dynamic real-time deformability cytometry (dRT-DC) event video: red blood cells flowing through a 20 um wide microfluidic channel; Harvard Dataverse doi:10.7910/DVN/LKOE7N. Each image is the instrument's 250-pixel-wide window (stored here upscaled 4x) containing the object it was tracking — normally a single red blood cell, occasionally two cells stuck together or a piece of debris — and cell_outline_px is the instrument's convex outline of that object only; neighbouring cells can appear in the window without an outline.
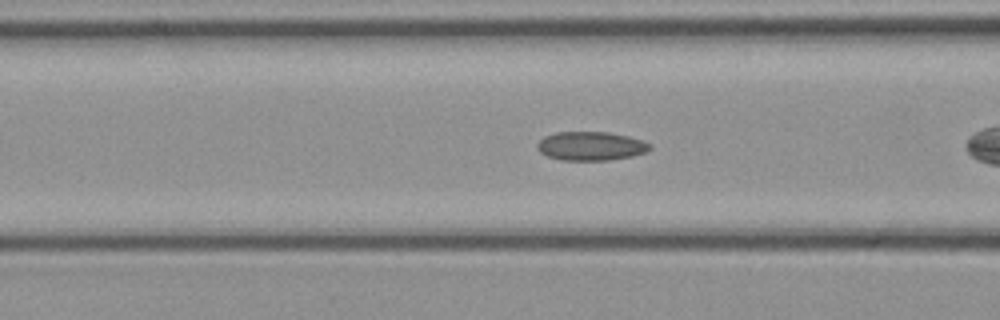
{"species": "common noctule bat (a hibernating species)", "species_latin": "Nyctalus noctula", "temperature_condition": "cold", "stored_images_in_passage": 27, "camera_frame_rate_fps": 3000, "um_per_image_px": 0.085, "animal": {"sex": "female", "body_mass_g": 21.9}, "frame": {"image": 1, "passage_image": 9, "time_ms": 2.667, "image_size_px": [1000, 320], "cell_outline_px": [[652, 148], [644, 152], [632, 156], [608, 160], [560, 160], [548, 156], [540, 152], [536, 148], [536, 144], [544, 136], [556, 132], [608, 132], [628, 136], [644, 140], [652, 144]], "centroid_in_image_um": [50.22, 12.41], "position_along_channel_um": 116.4, "area_um2": 19.02}}
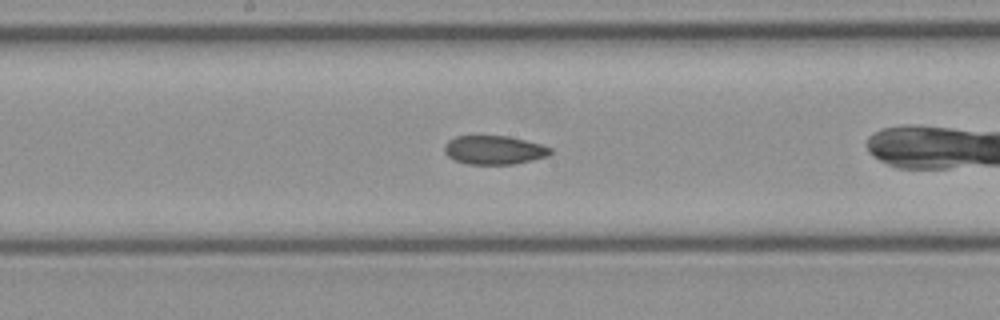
{"frame": {"image": 2, "passage_image": 15, "time_ms": 4.667, "image_size_px": [1000, 320], "cell_outline_px": [[552, 152], [548, 156], [532, 160], [512, 164], [468, 164], [456, 160], [448, 156], [444, 152], [444, 144], [448, 140], [456, 136], [508, 136], [540, 144], [552, 148]], "centroid_in_image_um": [41.99, 12.75], "position_along_channel_um": 206.2, "area_um2": 17.69}}
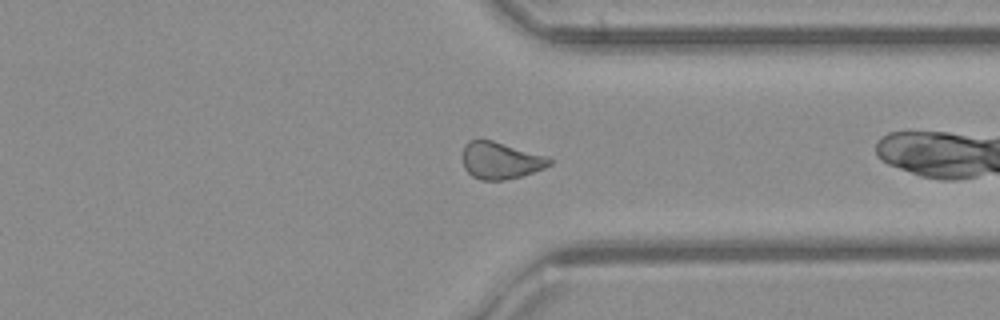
{"frame": {"image": 3, "passage_image": 26, "time_ms": 8.333, "image_size_px": [1000, 320], "cell_outline_px": [[552, 164], [544, 168], [520, 176], [504, 180], [480, 180], [472, 176], [464, 168], [464, 144], [468, 140], [492, 140], [544, 156], [552, 160]], "centroid_in_image_um": [42.52, 13.65], "position_along_channel_um": 368.9, "area_um2": 18.32}}